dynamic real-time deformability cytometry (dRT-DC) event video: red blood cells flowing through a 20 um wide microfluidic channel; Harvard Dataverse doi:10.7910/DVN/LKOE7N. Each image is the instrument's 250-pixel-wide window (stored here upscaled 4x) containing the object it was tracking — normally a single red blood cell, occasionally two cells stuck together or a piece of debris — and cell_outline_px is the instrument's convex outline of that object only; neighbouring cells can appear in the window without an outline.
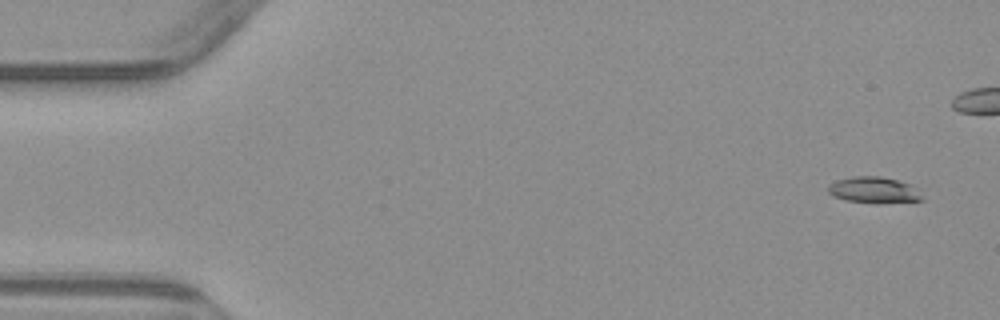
{"species": "common noctule bat (a hibernating species)", "species_latin": "Nyctalus noctula", "temperature_condition": "warm", "stored_images_in_passage": 7, "camera_frame_rate_fps": 3000, "um_per_image_px": 0.085, "animal": {"sex": "male", "body_mass_g": 23.1, "forearm_length_mm": 52.7}, "frame": {"image": 1, "passage_image": 1, "time_ms": 0.0, "image_size_px": [1000, 320], "cell_outline_px": [[924, 200], [880, 204], [876, 204], [844, 200], [832, 196], [828, 192], [828, 184], [836, 180], [852, 176], [880, 176], [896, 180], [908, 184], [924, 196]], "centroid_in_image_um": [74.24, 16.17], "position_along_channel_um": 10.8, "area_um2": 14.57}}
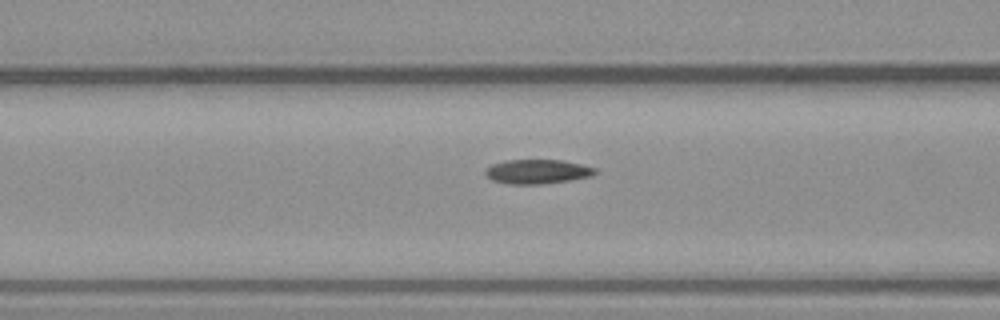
{"frame": {"image": 2, "passage_image": 7, "time_ms": 8.0, "image_size_px": [1000, 320], "cell_outline_px": [[596, 172], [592, 176], [544, 184], [508, 184], [492, 180], [484, 172], [484, 168], [492, 164], [504, 160], [564, 160], [596, 168]], "centroid_in_image_um": [45.64, 14.58], "position_along_channel_um": 121.0, "area_um2": 15.61}}